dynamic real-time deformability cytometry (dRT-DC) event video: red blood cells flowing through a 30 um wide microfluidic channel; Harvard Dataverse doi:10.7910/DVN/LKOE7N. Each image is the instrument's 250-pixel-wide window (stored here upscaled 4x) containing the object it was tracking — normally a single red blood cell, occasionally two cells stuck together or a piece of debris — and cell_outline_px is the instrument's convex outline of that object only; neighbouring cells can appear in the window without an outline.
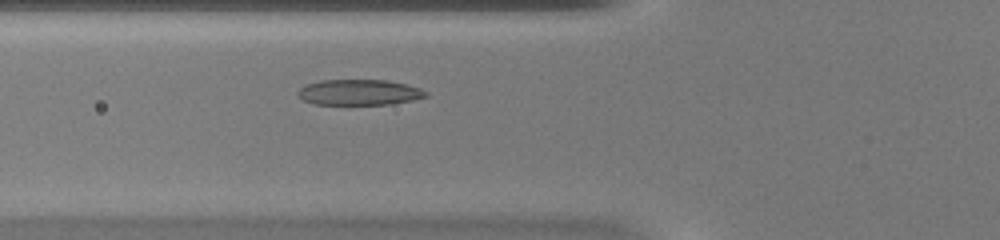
{"species": "common noctule bat (a hibernating species)", "species_latin": "Nyctalus noctula", "temperature_condition": "warm", "stored_images_in_passage": 36, "camera_frame_rate_fps": 3000, "um_per_image_px": 0.085, "animal": {"sex": "female", "body_mass_g": 20.0, "forearm_length_mm": 54.0}, "frame": {"image": 1, "passage_image": 7, "time_ms": 2.0, "image_size_px": [1000, 240], "cell_outline_px": [[420, 96], [404, 100], [380, 104], [324, 104], [308, 100], [312, 84], [332, 80], [376, 80], [400, 84], [412, 88], [420, 92]], "centroid_in_image_um": [30.6, 7.85], "position_along_channel_um": 95.2, "area_um2": 16.07}}
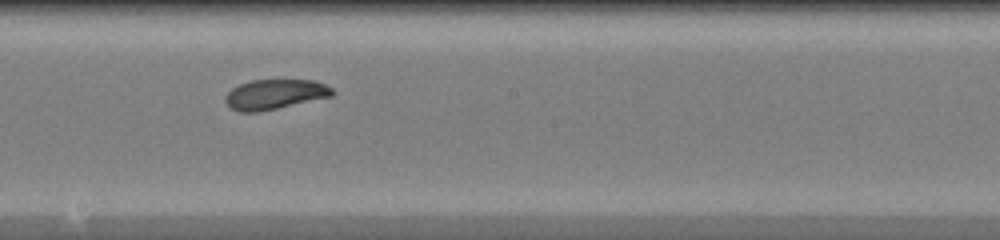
{"frame": {"image": 2, "passage_image": 16, "time_ms": 5.0, "image_size_px": [1000, 240], "cell_outline_px": [[332, 92], [324, 96], [272, 108], [236, 108], [228, 104], [228, 96], [236, 88], [244, 84], [260, 80], [304, 80], [320, 84], [328, 88]], "centroid_in_image_um": [23.39, 7.95], "position_along_channel_um": 224.8, "area_um2": 15.72}}
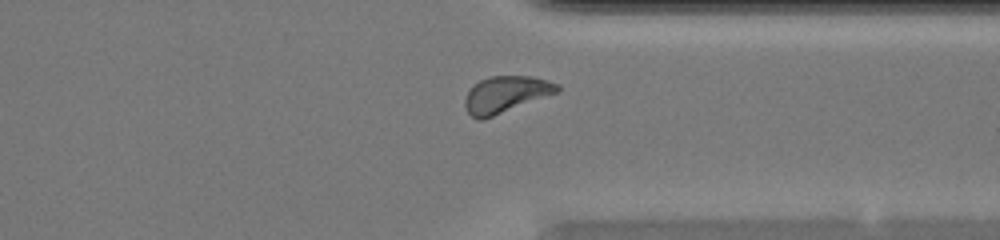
{"frame": {"image": 3, "passage_image": 26, "time_ms": 8.333, "image_size_px": [1000, 240], "cell_outline_px": [[556, 88], [552, 92], [488, 116], [472, 116], [468, 108], [468, 96], [472, 88], [476, 84], [484, 80], [496, 76], [520, 76], [540, 80], [552, 84]], "centroid_in_image_um": [42.9, 7.97], "position_along_channel_um": 368.5, "area_um2": 16.65}}